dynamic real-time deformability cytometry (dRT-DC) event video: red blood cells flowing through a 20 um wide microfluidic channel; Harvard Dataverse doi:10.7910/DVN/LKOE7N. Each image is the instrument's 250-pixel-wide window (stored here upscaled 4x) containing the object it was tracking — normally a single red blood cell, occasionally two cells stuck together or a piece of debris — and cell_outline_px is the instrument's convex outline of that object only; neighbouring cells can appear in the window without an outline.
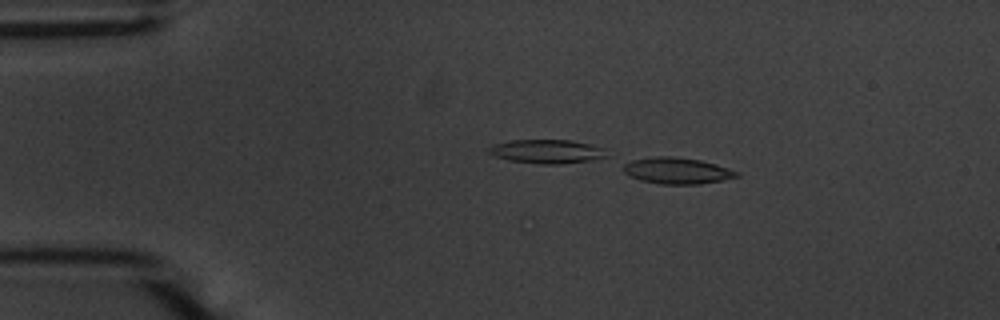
{"species": "common noctule bat (a hibernating species)", "species_latin": "Nyctalus noctula", "temperature_condition": "warm", "stored_images_in_passage": 6, "camera_frame_rate_fps": 3000, "um_per_image_px": 0.085, "animal": {"sex": "male", "body_mass_g": 20.1, "forearm_length_mm": 53.5}, "frame": {"image": 1, "passage_image": 6, "time_ms": 1.667, "image_size_px": [1000, 320], "cell_outline_px": [[740, 176], [700, 184], [660, 184], [640, 180], [624, 172], [624, 164], [632, 160], [656, 156], [672, 156], [700, 160], [716, 164], [740, 172]], "centroid_in_image_um": [57.57, 14.51], "position_along_channel_um": 27.4, "area_um2": 17.22}}